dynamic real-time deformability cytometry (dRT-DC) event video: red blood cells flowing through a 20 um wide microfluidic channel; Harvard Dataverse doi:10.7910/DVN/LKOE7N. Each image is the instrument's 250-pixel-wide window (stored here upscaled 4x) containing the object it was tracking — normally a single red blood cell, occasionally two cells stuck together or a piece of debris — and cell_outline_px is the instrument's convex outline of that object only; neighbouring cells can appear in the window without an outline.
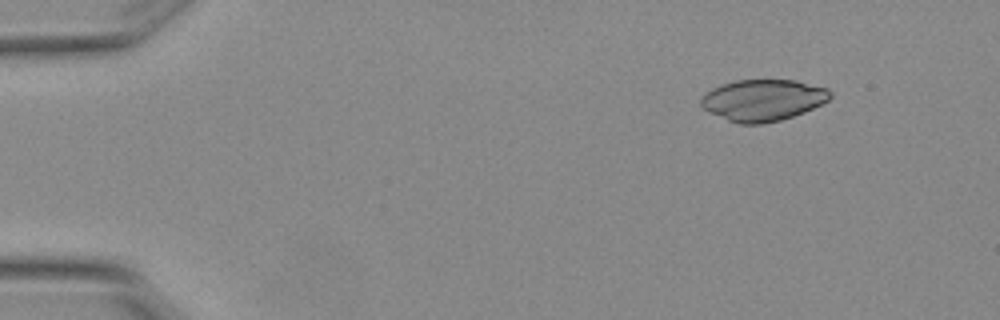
{"species": "Egyptian fruit bat (a non-hibernating species)", "species_latin": "Rousettus aegyptiacus", "temperature_condition": "warm", "stored_images_in_passage": 4, "camera_frame_rate_fps": 3000, "um_per_image_px": 0.085, "animal": {"sex": "female"}, "frame": {"image": 1, "passage_image": 1, "time_ms": 0.0, "image_size_px": [1000, 320], "cell_outline_px": [[832, 96], [828, 100], [804, 112], [780, 120], [760, 124], [740, 124], [728, 120], [708, 112], [700, 104], [700, 100], [712, 88], [720, 84], [736, 80], [796, 80], [828, 88], [832, 92]], "centroid_in_image_um": [64.85, 8.5], "position_along_channel_um": 20.1, "area_um2": 31.15}}